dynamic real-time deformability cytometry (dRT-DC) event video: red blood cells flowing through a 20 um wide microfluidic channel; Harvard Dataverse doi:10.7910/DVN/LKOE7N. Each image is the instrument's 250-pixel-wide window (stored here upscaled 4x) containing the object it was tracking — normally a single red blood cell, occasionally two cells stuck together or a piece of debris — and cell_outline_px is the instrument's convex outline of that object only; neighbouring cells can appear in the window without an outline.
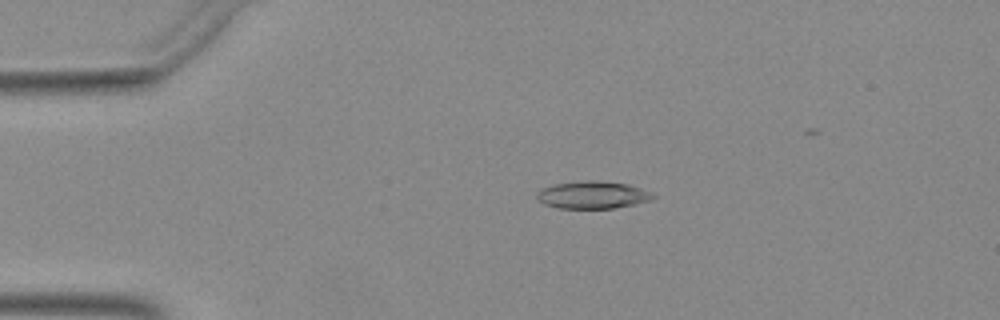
{"species": "Egyptian fruit bat (a non-hibernating species)", "species_latin": "Rousettus aegyptiacus", "temperature_condition": "warm", "stored_images_in_passage": 38, "camera_frame_rate_fps": 3000, "um_per_image_px": 0.085, "animal": {"sex": "female"}, "frame": {"image": 1, "passage_image": 4, "time_ms": 1.0, "image_size_px": [1000, 320], "cell_outline_px": [[656, 196], [648, 200], [632, 204], [612, 208], [560, 208], [544, 204], [536, 196], [536, 192], [540, 188], [556, 184], [588, 180], [596, 180], [628, 184], [652, 192]], "centroid_in_image_um": [50.34, 16.56], "position_along_channel_um": 34.7, "area_um2": 18.32}}
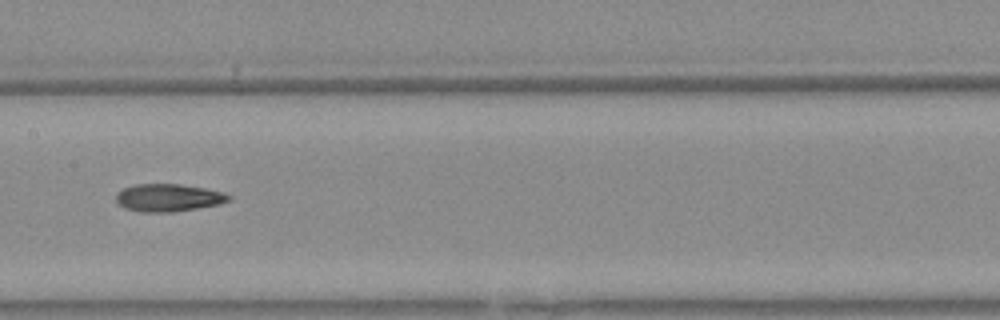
{"frame": {"image": 2, "passage_image": 19, "time_ms": 6.0, "image_size_px": [1000, 320], "cell_outline_px": [[232, 200], [220, 204], [176, 212], [140, 212], [124, 208], [116, 200], [116, 192], [124, 188], [136, 184], [180, 184], [204, 188], [224, 192], [232, 196]], "centroid_in_image_um": [14.34, 16.81], "position_along_channel_um": 193.1, "area_um2": 18.32}}
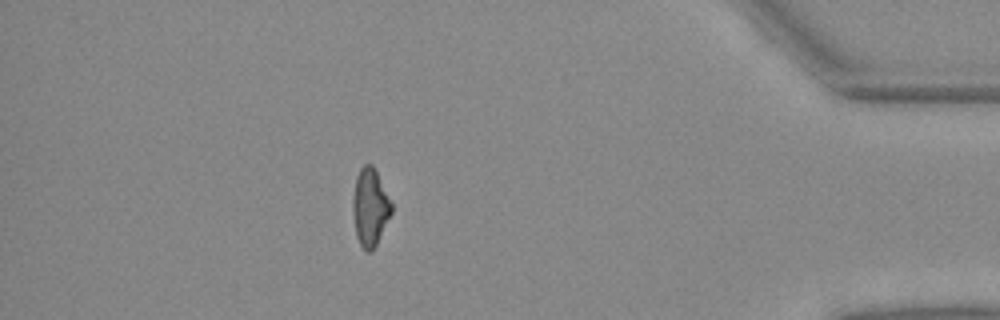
{"frame": {"image": 3, "passage_image": 38, "time_ms": 12.333, "image_size_px": [1000, 320], "cell_outline_px": [[392, 212], [376, 244], [368, 252], [364, 252], [356, 236], [352, 212], [352, 200], [356, 176], [360, 168], [364, 164], [372, 164], [392, 204]], "centroid_in_image_um": [31.43, 17.62], "position_along_channel_um": 403.8, "area_um2": 17.28}}